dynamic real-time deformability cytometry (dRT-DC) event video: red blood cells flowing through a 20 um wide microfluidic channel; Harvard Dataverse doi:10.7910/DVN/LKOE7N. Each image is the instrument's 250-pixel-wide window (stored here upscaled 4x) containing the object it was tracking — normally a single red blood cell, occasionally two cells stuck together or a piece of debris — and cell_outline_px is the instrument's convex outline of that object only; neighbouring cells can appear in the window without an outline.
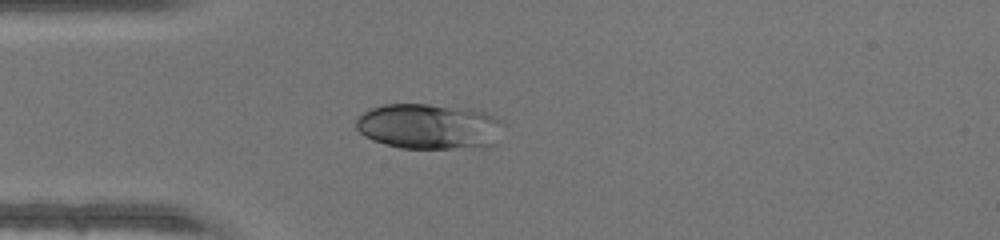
{"species": "human", "species_latin": "Homo sapiens", "temperature_condition": "warm", "stored_images_in_passage": 35, "camera_frame_rate_fps": 3000, "um_per_image_px": 0.085, "donor": {"sex": "male"}, "frame": {"image": 1, "passage_image": 1, "time_ms": 0.0, "image_size_px": [1000, 240], "cell_outline_px": [[504, 124], [496, 144], [452, 148], [400, 148], [384, 144], [372, 140], [364, 136], [356, 128], [356, 120], [364, 112], [372, 108], [384, 104], [428, 104], [468, 108], [484, 112], [504, 120]], "centroid_in_image_um": [36.48, 10.74], "position_along_channel_um": 48.5, "area_um2": 39.13}}
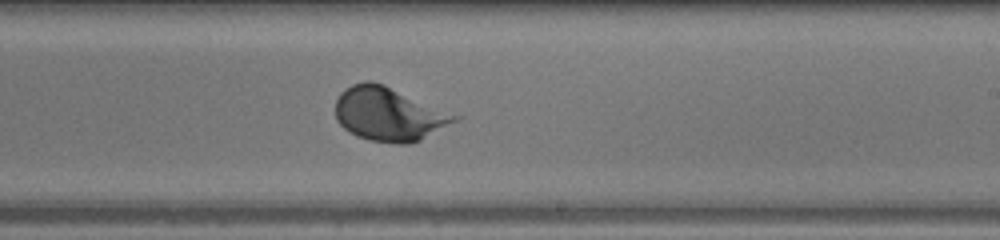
{"frame": {"image": 2, "passage_image": 16, "time_ms": 5.0, "image_size_px": [1000, 240], "cell_outline_px": [[464, 116], [460, 120], [412, 144], [396, 144], [368, 140], [356, 136], [348, 132], [336, 120], [336, 100], [340, 92], [344, 88], [352, 84], [364, 80], [372, 80], [384, 84]], "centroid_in_image_um": [33.09, 9.69], "position_along_channel_um": 255.9, "area_um2": 38.21}}
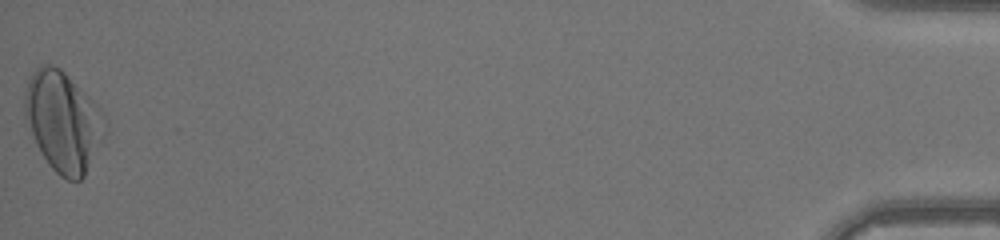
{"frame": {"image": 3, "passage_image": 35, "time_ms": 11.333, "image_size_px": [1000, 240], "cell_outline_px": [[108, 124], [104, 136], [84, 176], [80, 180], [68, 180], [60, 176], [48, 164], [36, 144], [32, 136], [24, 116], [24, 92], [28, 80], [32, 72], [40, 64], [52, 64], [60, 68], [88, 96], [104, 116]], "centroid_in_image_um": [5.33, 10.32], "position_along_channel_um": 429.9, "area_um2": 46.47}}